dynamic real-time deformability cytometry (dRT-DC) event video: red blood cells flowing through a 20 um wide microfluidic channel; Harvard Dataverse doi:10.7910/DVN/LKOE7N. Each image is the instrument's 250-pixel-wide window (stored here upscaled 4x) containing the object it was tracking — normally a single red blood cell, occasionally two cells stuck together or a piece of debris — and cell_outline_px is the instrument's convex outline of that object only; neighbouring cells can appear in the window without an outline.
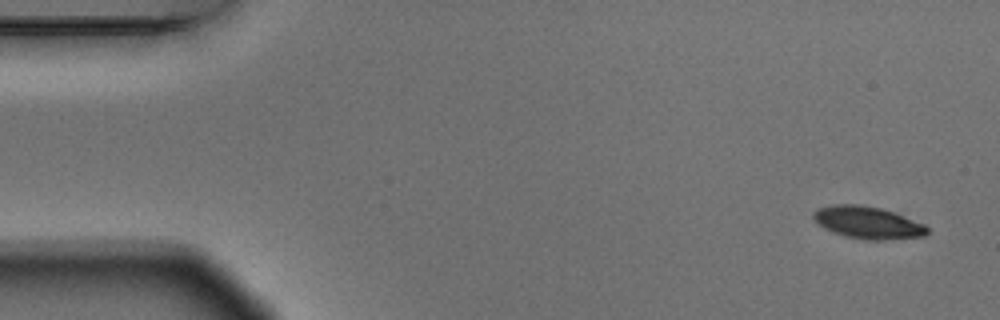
{"species": "Egyptian fruit bat (a non-hibernating species)", "species_latin": "Rousettus aegyptiacus", "temperature_condition": "warm", "stored_images_in_passage": 7, "camera_frame_rate_fps": 3000, "um_per_image_px": 0.085, "animal": {"sex": "male"}, "frame": {"image": 1, "passage_image": 1, "time_ms": 0.0, "image_size_px": [1000, 320], "cell_outline_px": [[928, 232], [924, 236], [884, 240], [868, 240], [844, 236], [824, 228], [812, 216], [812, 212], [816, 208], [832, 204], [856, 204], [880, 208], [892, 212], [924, 224], [928, 228]], "centroid_in_image_um": [73.73, 18.92], "position_along_channel_um": 11.3, "area_um2": 21.21}}
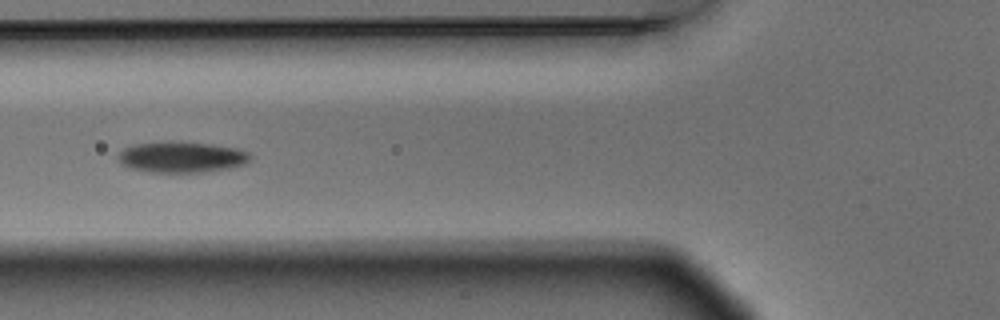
{"frame": {"image": 2, "passage_image": 6, "time_ms": 1.667, "image_size_px": [1000, 320], "cell_outline_px": [[252, 160], [248, 164], [228, 168], [204, 172], [148, 172], [128, 168], [120, 164], [116, 156], [124, 148], [136, 144], [172, 140], [176, 140], [212, 144], [240, 148], [248, 152], [252, 156]], "centroid_in_image_um": [15.46, 13.34], "position_along_channel_um": 110.3, "area_um2": 24.51}}
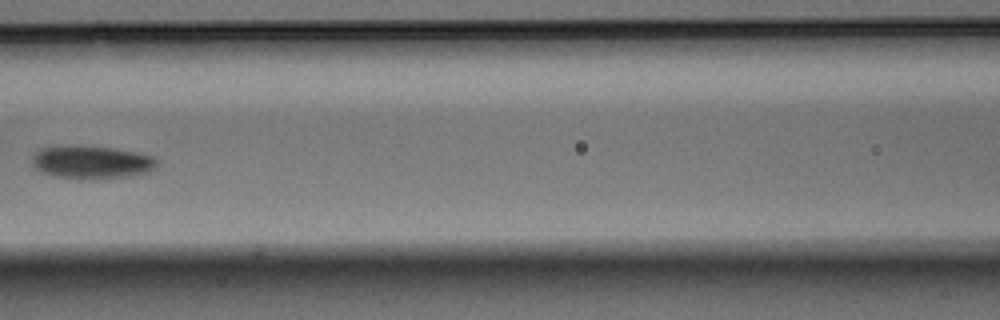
{"frame": {"image": 3, "passage_image": 7, "time_ms": 2.0, "image_size_px": [1000, 320], "cell_outline_px": [[160, 160], [156, 168], [148, 172], [132, 176], [92, 180], [52, 176], [40, 172], [32, 164], [32, 156], [40, 148], [64, 144], [80, 144], [112, 148], [136, 152], [152, 156]], "centroid_in_image_um": [7.78, 13.78], "position_along_channel_um": 158.8, "area_um2": 24.91}}